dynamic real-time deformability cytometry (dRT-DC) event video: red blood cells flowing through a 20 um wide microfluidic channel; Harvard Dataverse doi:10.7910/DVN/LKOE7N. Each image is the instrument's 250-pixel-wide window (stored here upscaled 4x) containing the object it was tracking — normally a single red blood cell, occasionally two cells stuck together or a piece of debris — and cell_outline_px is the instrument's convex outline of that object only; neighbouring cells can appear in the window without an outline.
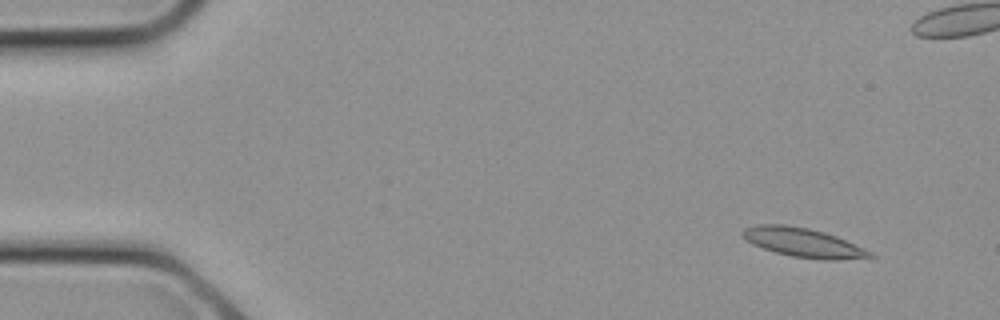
{"species": "common noctule bat (a hibernating species)", "species_latin": "Nyctalus noctula", "temperature_condition": "cold", "stored_images_in_passage": 20, "camera_frame_rate_fps": 3000, "um_per_image_px": 0.085, "animal": {"sex": "female", "body_mass_g": 21.9}, "frame": {"image": 1, "passage_image": 3, "time_ms": 0.667, "image_size_px": [1000, 320], "cell_outline_px": [[876, 256], [836, 260], [824, 260], [792, 256], [776, 252], [752, 244], [740, 232], [744, 228], [756, 224], [784, 224], [808, 228], [824, 232], [836, 236], [864, 248], [872, 252]], "centroid_in_image_um": [68.26, 20.61], "position_along_channel_um": 16.7, "area_um2": 21.39}}
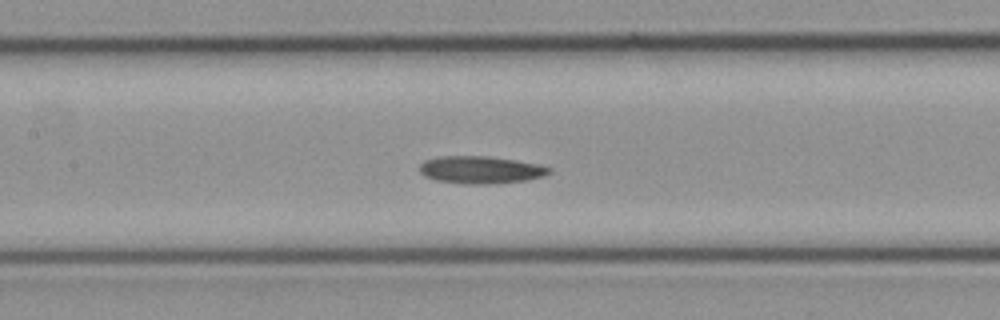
{"frame": {"image": 2, "passage_image": 13, "time_ms": 4.0, "image_size_px": [1000, 320], "cell_outline_px": [[552, 172], [544, 176], [528, 180], [496, 184], [464, 184], [436, 180], [424, 176], [420, 172], [420, 164], [424, 160], [440, 156], [484, 156], [540, 164], [552, 168]], "centroid_in_image_um": [40.88, 14.45], "position_along_channel_um": 166.5, "area_um2": 20.87}}
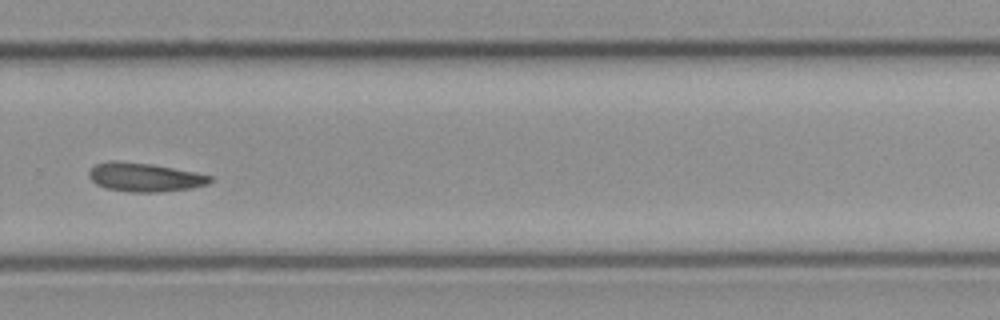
{"frame": {"image": 3, "passage_image": 19, "time_ms": 6.0, "image_size_px": [1000, 320], "cell_outline_px": [[212, 180], [208, 184], [192, 188], [160, 192], [132, 192], [104, 188], [96, 184], [88, 176], [88, 172], [96, 164], [108, 160], [116, 160], [152, 164], [196, 172], [212, 176]], "centroid_in_image_um": [12.29, 15.06], "position_along_channel_um": 317.5, "area_um2": 20.46}}